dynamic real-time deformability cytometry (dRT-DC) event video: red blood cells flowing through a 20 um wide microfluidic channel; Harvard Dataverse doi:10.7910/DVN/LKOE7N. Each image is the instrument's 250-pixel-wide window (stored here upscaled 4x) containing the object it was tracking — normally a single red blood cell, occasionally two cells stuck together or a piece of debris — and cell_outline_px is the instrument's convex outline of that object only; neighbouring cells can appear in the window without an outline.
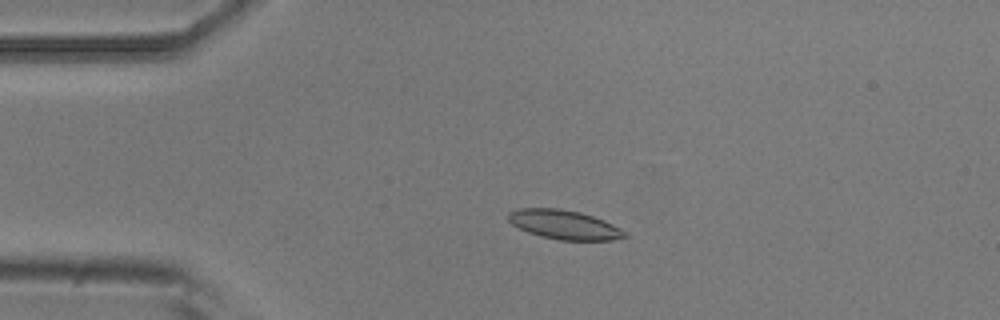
{"species": "common noctule bat (a hibernating species)", "species_latin": "Nyctalus noctula", "temperature_condition": "room temperature", "stored_images_in_passage": 5, "camera_frame_rate_fps": 3000, "um_per_image_px": 0.085, "animal": {"sex": "male", "body_mass_g": 20.5, "forearm_length_mm": 52.5}, "frame": {"image": 1, "passage_image": 4, "time_ms": 1.0, "image_size_px": [1000, 320], "cell_outline_px": [[628, 236], [612, 240], [560, 240], [540, 236], [528, 232], [512, 224], [508, 220], [508, 212], [520, 208], [560, 208], [580, 212], [604, 220], [628, 232]], "centroid_in_image_um": [47.97, 19.09], "position_along_channel_um": 37.0, "area_um2": 19.83}}